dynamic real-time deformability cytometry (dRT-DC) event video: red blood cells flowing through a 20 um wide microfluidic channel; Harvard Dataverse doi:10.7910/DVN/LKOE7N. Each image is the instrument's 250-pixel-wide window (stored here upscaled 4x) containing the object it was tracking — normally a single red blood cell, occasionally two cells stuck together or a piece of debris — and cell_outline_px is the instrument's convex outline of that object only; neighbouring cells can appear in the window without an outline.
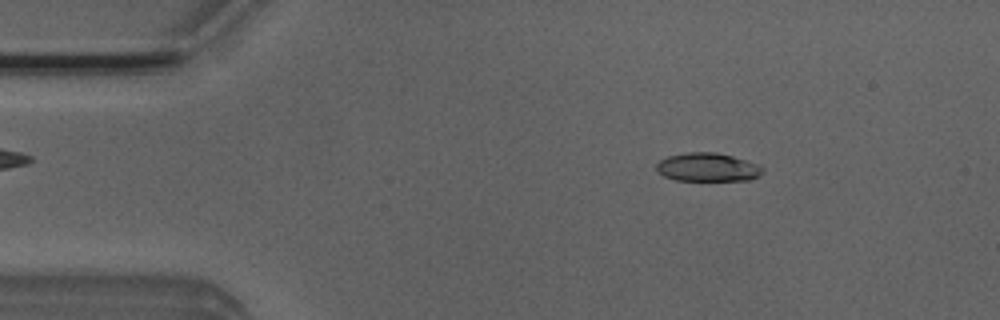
{"species": "Egyptian fruit bat (a non-hibernating species)", "species_latin": "Rousettus aegyptiacus", "temperature_condition": "room temperature", "stored_images_in_passage": 49, "camera_frame_rate_fps": 3000, "um_per_image_px": 0.085, "animal": {"sex": "male"}, "frame": {"image": 1, "passage_image": 5, "time_ms": 1.333, "image_size_px": [1000, 320], "cell_outline_px": [[764, 172], [752, 180], [676, 180], [664, 176], [656, 172], [656, 164], [660, 160], [668, 156], [688, 152], [716, 152], [732, 156], [756, 164], [764, 168]], "centroid_in_image_um": [60.13, 14.22], "position_along_channel_um": 24.9, "area_um2": 17.63}}
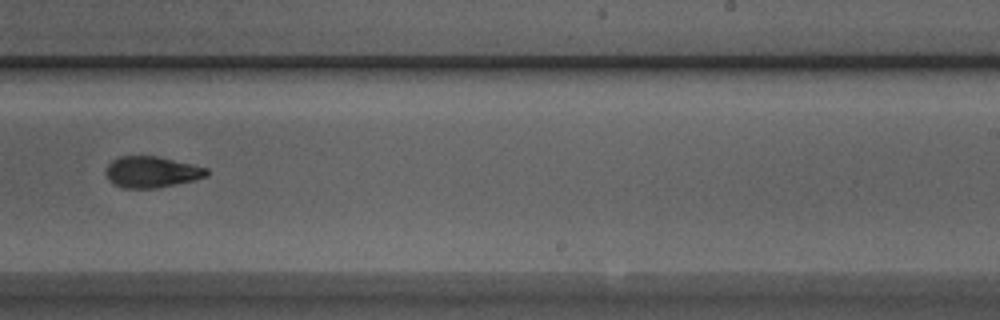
{"frame": {"image": 2, "passage_image": 29, "time_ms": 9.333, "image_size_px": [1000, 320], "cell_outline_px": [[208, 176], [196, 180], [156, 188], [120, 188], [108, 180], [104, 172], [108, 164], [112, 160], [120, 156], [156, 156], [208, 168]], "centroid_in_image_um": [12.86, 14.63], "position_along_channel_um": 276.1, "area_um2": 18.44}}
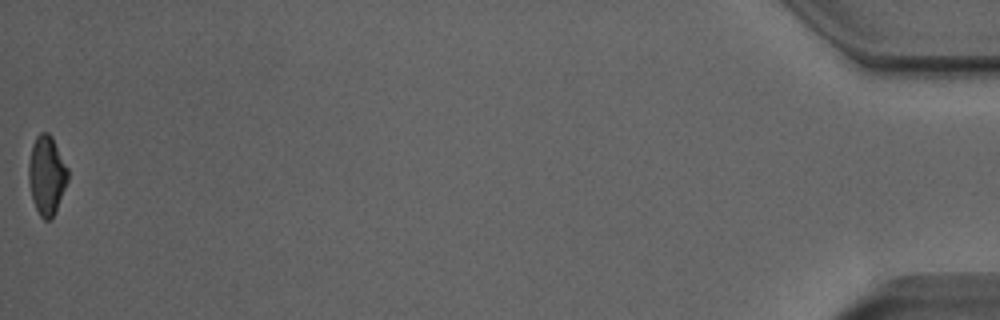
{"frame": {"image": 3, "passage_image": 49, "time_ms": 16.0, "image_size_px": [1000, 320], "cell_outline_px": [[68, 180], [56, 212], [48, 220], [44, 220], [40, 216], [32, 200], [28, 180], [28, 164], [32, 144], [36, 136], [40, 132], [48, 132], [52, 136], [68, 168]], "centroid_in_image_um": [3.96, 14.88], "position_along_channel_um": 431.2, "area_um2": 18.21}, "authors_computed_cell_mechanics": {"area_um2": 18.7272, "velocity_mm_per_s": 3.9289, "shape_relaxation_time_tau1_ms": 4.8519, "shape_relaxation_time_tau2_ms": 2.0541, "deformation_change_tau1": 0.1468, "deformation_change_tau2": 0.081}}